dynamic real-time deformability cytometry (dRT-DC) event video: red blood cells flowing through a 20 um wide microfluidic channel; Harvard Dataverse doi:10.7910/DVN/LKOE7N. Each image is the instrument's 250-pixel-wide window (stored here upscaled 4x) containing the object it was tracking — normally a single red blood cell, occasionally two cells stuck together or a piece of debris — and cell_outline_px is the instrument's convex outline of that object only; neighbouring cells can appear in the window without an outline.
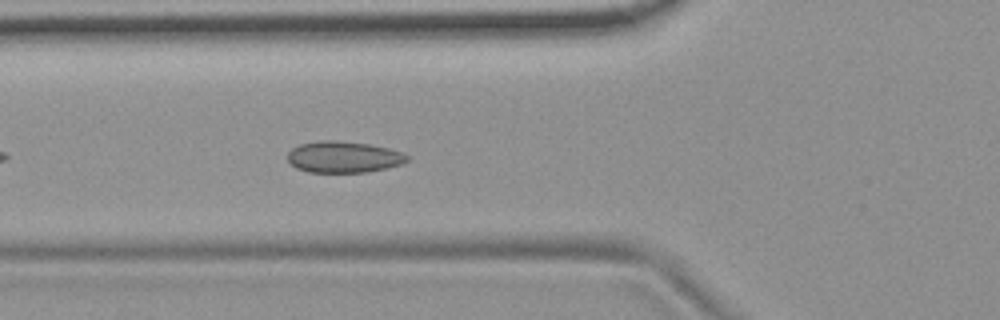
{"species": "common noctule bat (a hibernating species)", "species_latin": "Nyctalus noctula", "temperature_condition": "room temperature", "stored_images_in_passage": 42, "camera_frame_rate_fps": 3000, "um_per_image_px": 0.085, "animal": {"sex": "female", "body_mass_g": 19.9}, "frame": {"image": 1, "passage_image": 7, "time_ms": 2.0, "image_size_px": [1000, 320], "cell_outline_px": [[408, 160], [400, 164], [388, 168], [364, 172], [308, 172], [296, 168], [288, 160], [288, 152], [292, 148], [300, 144], [320, 140], [336, 140], [368, 144], [388, 148], [400, 152], [408, 156]], "centroid_in_image_um": [29.18, 13.34], "position_along_channel_um": 96.6, "area_um2": 21.73}, "authors_computed_cell_mechanics": {"area_um2": 20.9525, "velocity_mm_per_s": 3.6918, "shape_relaxation_time_tau1_ms": null, "shape_relaxation_time_tau2_ms": 3.3792, "deformation_change_tau1": null, "deformation_change_tau2": 0.046}}